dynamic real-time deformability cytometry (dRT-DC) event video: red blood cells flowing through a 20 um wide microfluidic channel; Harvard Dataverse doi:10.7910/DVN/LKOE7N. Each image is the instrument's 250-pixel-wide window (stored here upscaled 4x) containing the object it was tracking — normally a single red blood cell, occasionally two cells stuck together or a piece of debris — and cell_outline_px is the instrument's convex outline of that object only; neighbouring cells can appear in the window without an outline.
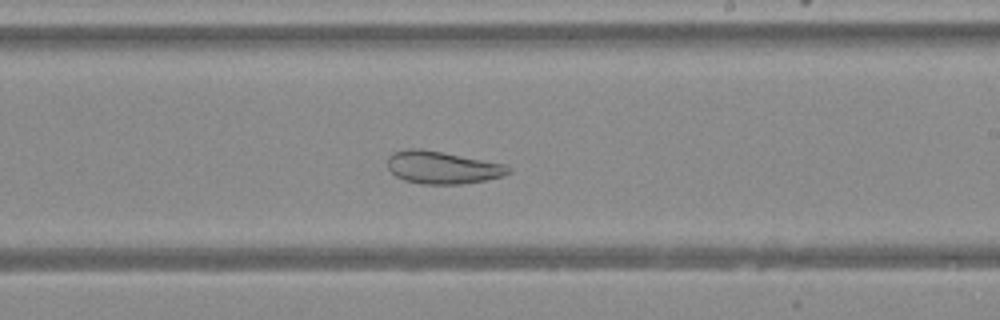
{"species": "Egyptian fruit bat (a non-hibernating species)", "species_latin": "Rousettus aegyptiacus", "temperature_condition": "warm", "stored_images_in_passage": 44, "camera_frame_rate_fps": 3000, "um_per_image_px": 0.085, "animal": {"sex": "female"}, "frame": {"image": 1, "passage_image": 25, "time_ms": 8.0, "image_size_px": [1000, 320], "cell_outline_px": [[512, 172], [504, 176], [484, 180], [460, 184], [420, 184], [404, 180], [396, 176], [388, 168], [388, 156], [396, 152], [408, 148], [420, 148], [504, 164]], "centroid_in_image_um": [37.58, 14.24], "position_along_channel_um": 251.4, "area_um2": 22.66}}
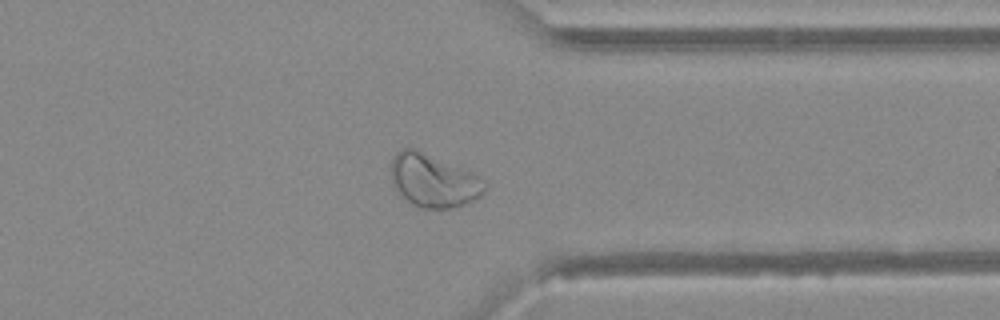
{"frame": {"image": 2, "passage_image": 34, "time_ms": 11.0, "image_size_px": [1000, 320], "cell_outline_px": [[488, 184], [484, 192], [480, 196], [456, 208], [420, 208], [412, 204], [392, 184], [392, 156], [400, 148], [412, 148], [472, 172]], "centroid_in_image_um": [36.85, 15.36], "position_along_channel_um": 374.6, "area_um2": 28.55}}
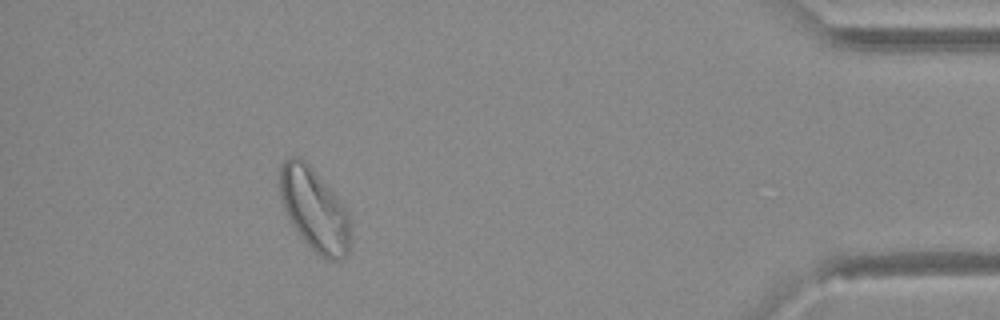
{"frame": {"image": 3, "passage_image": 40, "time_ms": 13.0, "image_size_px": [1000, 320], "cell_outline_px": [[348, 252], [340, 260], [328, 260], [320, 256], [300, 236], [292, 224], [284, 208], [280, 196], [280, 168], [284, 160], [292, 156], [300, 156], [308, 164], [340, 200], [348, 212]], "centroid_in_image_um": [26.69, 17.79], "position_along_channel_um": 408.5, "area_um2": 33.29}}